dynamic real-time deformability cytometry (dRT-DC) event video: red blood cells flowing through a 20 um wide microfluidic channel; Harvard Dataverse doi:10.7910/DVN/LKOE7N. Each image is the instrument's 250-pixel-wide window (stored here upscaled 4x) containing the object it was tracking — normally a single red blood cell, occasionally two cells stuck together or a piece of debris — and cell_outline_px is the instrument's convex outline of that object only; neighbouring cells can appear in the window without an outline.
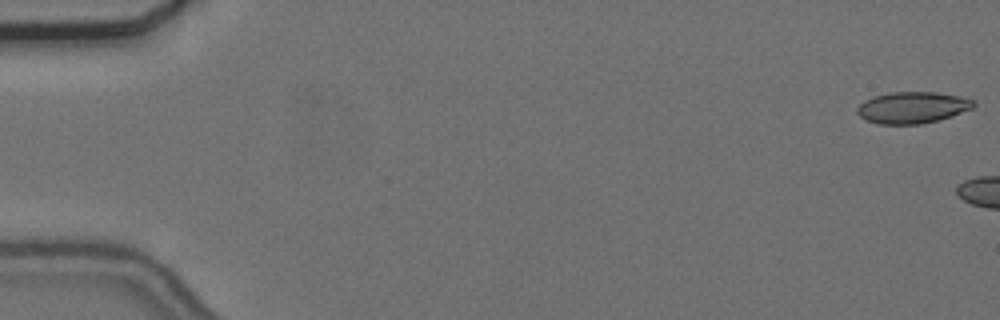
{"species": "common noctule bat (a hibernating species)", "species_latin": "Nyctalus noctula", "temperature_condition": "cold", "stored_images_in_passage": 5, "camera_frame_rate_fps": 3000, "um_per_image_px": 0.085, "animal": {"sex": "female", "body_mass_g": 24.6, "forearm_length_mm": 56.2}, "frame": {"image": 1, "passage_image": 1, "time_ms": 0.0, "image_size_px": [1000, 320], "cell_outline_px": [[976, 104], [972, 108], [940, 120], [920, 124], [876, 124], [864, 120], [856, 112], [856, 108], [864, 100], [872, 96], [888, 92], [936, 92], [960, 96], [976, 100]], "centroid_in_image_um": [77.53, 9.14], "position_along_channel_um": 7.5, "area_um2": 21.68}}